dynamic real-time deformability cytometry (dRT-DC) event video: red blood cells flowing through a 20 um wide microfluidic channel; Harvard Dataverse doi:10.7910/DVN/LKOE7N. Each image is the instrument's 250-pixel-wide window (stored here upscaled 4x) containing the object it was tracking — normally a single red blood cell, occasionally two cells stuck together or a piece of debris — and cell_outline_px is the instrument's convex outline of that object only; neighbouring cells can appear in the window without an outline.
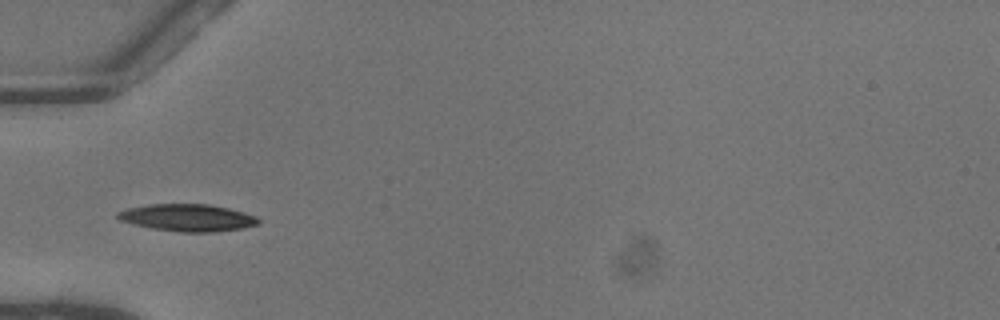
{"species": "common noctule bat (a hibernating species)", "species_latin": "Nyctalus noctula", "temperature_condition": "warm", "stored_images_in_passage": 34, "camera_frame_rate_fps": 3000, "um_per_image_px": 0.085, "animal": {"sex": "female"}, "frame": {"image": 1, "passage_image": 1, "time_ms": 0.0, "image_size_px": [1000, 320], "cell_outline_px": [[260, 224], [244, 228], [212, 232], [180, 232], [152, 228], [120, 220], [116, 216], [116, 212], [128, 208], [148, 204], [208, 204], [228, 208], [256, 216], [260, 220]], "centroid_in_image_um": [15.96, 18.5], "position_along_channel_um": 69.0, "area_um2": 22.2}}
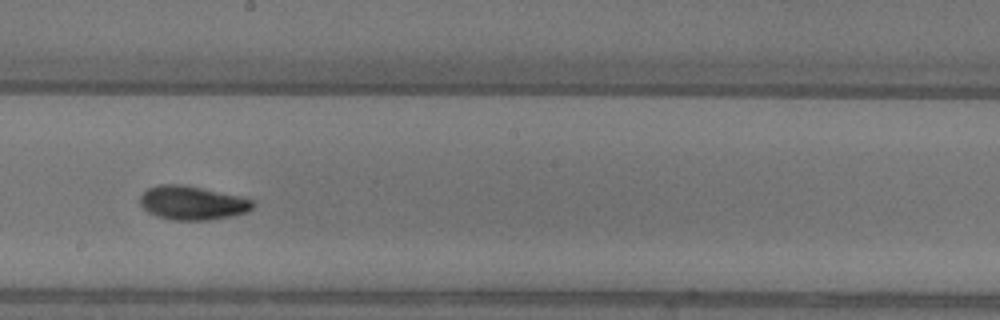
{"frame": {"image": 2, "passage_image": 13, "time_ms": 4.0, "image_size_px": [1000, 320], "cell_outline_px": [[256, 204], [248, 212], [232, 216], [208, 220], [172, 220], [156, 216], [148, 212], [140, 204], [140, 196], [148, 188], [160, 184], [184, 184], [240, 196], [256, 200]], "centroid_in_image_um": [16.38, 17.24], "position_along_channel_um": 231.8, "area_um2": 22.48}}
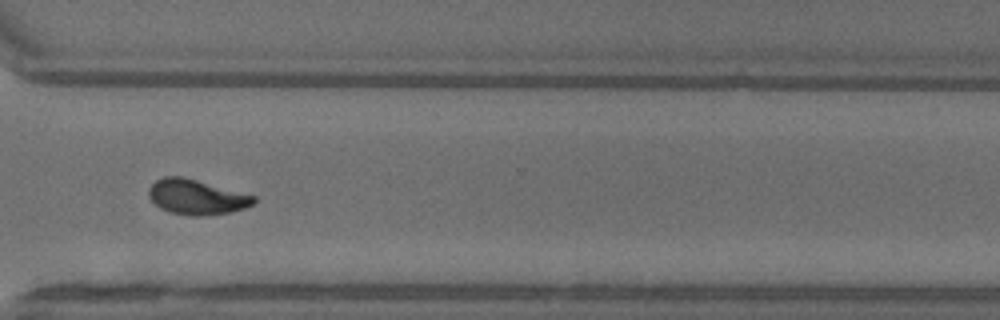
{"frame": {"image": 3, "passage_image": 22, "time_ms": 7.0, "image_size_px": [1000, 320], "cell_outline_px": [[256, 200], [252, 204], [244, 208], [232, 212], [200, 216], [192, 216], [168, 212], [160, 208], [148, 196], [148, 188], [156, 180], [164, 176], [184, 176], [256, 196]], "centroid_in_image_um": [16.69, 16.74], "position_along_channel_um": 353.9, "area_um2": 21.56}, "authors_computed_cell_mechanics": {"area_um2": 20.9236, "velocity_mm_per_s": 4.0721, "shape_relaxation_time_tau1_ms": 3.796, "shape_relaxation_time_tau2_ms": 2.325, "deformation_change_tau1": 0.1579, "deformation_change_tau2": 0.0757}}